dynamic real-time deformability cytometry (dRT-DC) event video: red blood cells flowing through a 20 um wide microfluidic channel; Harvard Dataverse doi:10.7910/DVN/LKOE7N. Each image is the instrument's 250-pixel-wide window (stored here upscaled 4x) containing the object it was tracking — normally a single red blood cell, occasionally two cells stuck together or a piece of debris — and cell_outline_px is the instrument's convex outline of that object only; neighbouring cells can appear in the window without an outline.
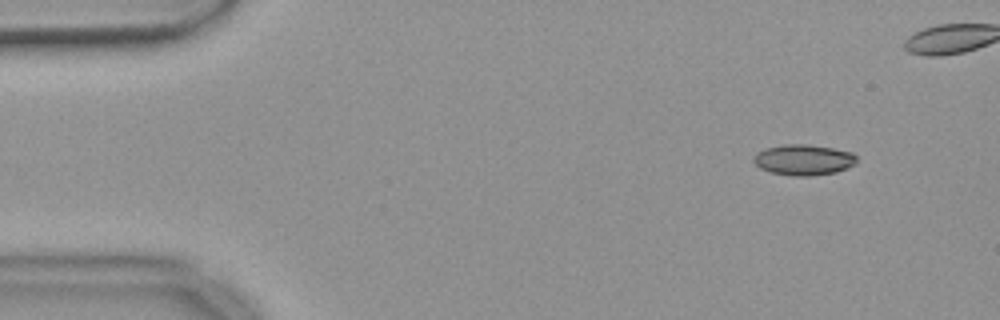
{"species": "common noctule bat (a hibernating species)", "species_latin": "Nyctalus noctula", "temperature_condition": "warm", "stored_images_in_passage": 51, "camera_frame_rate_fps": 3000, "um_per_image_px": 0.085, "animal": {"sex": "female", "body_mass_g": 18.4}, "frame": {"image": 1, "passage_image": 1, "time_ms": 0.0, "image_size_px": [1000, 320], "cell_outline_px": [[856, 164], [848, 168], [836, 172], [808, 176], [792, 176], [772, 172], [760, 168], [752, 160], [756, 152], [764, 148], [784, 144], [808, 144], [832, 148], [852, 152], [856, 156]], "centroid_in_image_um": [68.3, 13.58], "position_along_channel_um": 16.7, "area_um2": 18.55}}
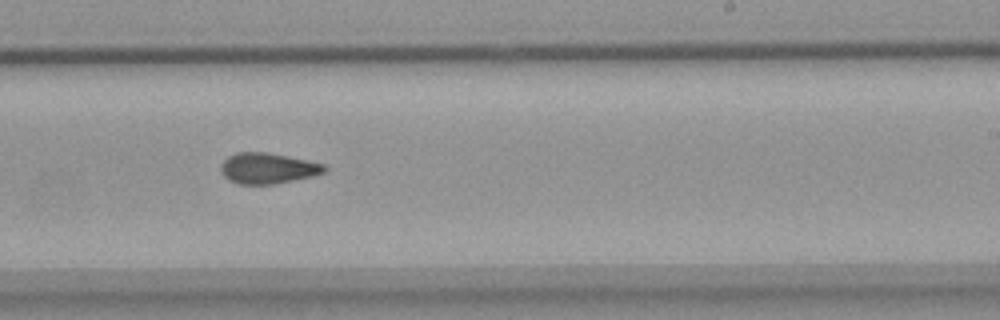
{"frame": {"image": 2, "passage_image": 29, "time_ms": 9.333, "image_size_px": [1000, 320], "cell_outline_px": [[328, 168], [324, 172], [312, 176], [276, 184], [240, 184], [228, 180], [220, 172], [220, 164], [228, 156], [236, 152], [268, 152], [308, 160], [324, 164]], "centroid_in_image_um": [22.74, 14.3], "position_along_channel_um": 266.3, "area_um2": 18.73}}
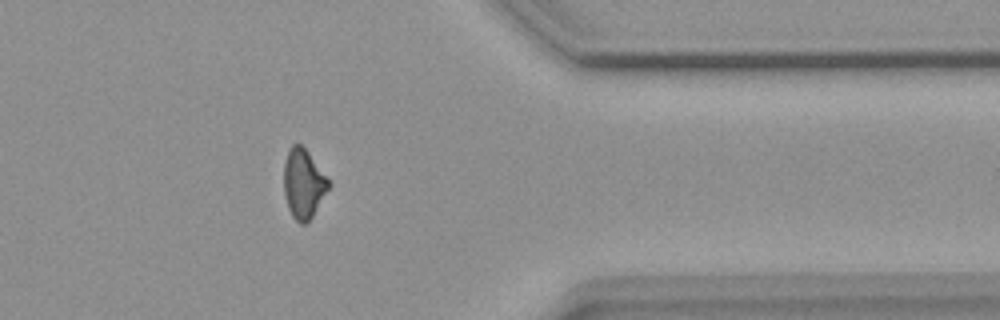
{"frame": {"image": 3, "passage_image": 40, "time_ms": 13.0, "image_size_px": [1000, 320], "cell_outline_px": [[332, 184], [312, 216], [304, 224], [300, 224], [292, 216], [288, 208], [284, 196], [284, 164], [288, 152], [292, 144], [300, 144], [308, 152]], "centroid_in_image_um": [25.79, 15.63], "position_along_channel_um": 385.6, "area_um2": 17.92}, "authors_computed_cell_mechanics": {"area_um2": 18.496, "velocity_mm_per_s": 3.6963, "shape_relaxation_time_tau1_ms": null, "shape_relaxation_time_tau2_ms": 3.7576, "deformation_change_tau1": null, "deformation_change_tau2": 0.1013}}